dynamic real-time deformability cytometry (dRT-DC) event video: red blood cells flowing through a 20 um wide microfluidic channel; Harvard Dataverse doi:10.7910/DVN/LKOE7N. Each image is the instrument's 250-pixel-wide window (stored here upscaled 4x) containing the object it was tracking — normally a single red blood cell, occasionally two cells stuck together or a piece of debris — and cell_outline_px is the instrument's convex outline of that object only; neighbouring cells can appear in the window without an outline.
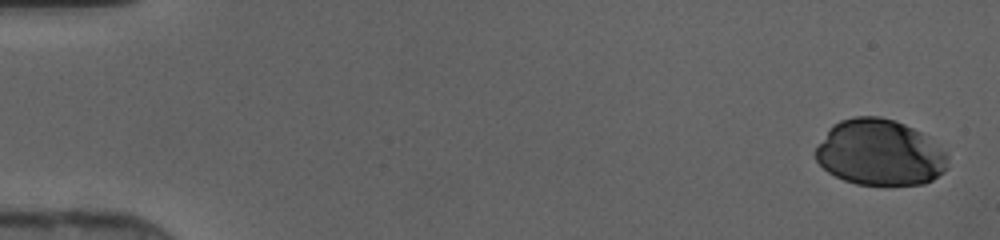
{"species": "human", "species_latin": "Homo sapiens", "temperature_condition": "cold", "stored_images_in_passage": 42, "camera_frame_rate_fps": 3000, "um_per_image_px": 0.085, "donor": {"sex": "female"}, "frame": {"image": 1, "passage_image": 2, "time_ms": 0.333, "image_size_px": [1000, 240], "cell_outline_px": [[948, 156], [944, 172], [932, 180], [924, 184], [856, 184], [844, 180], [828, 172], [816, 160], [816, 148], [832, 124], [840, 120], [856, 116], [880, 116], [896, 120], [920, 132], [944, 152]], "centroid_in_image_um": [74.75, 12.96], "position_along_channel_um": 10.2, "area_um2": 50.34}}
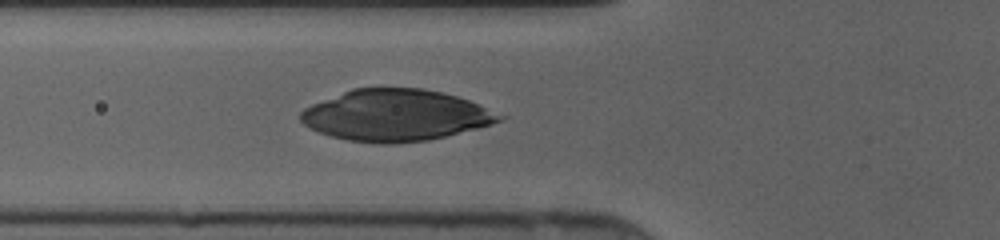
{"frame": {"image": 2, "passage_image": 18, "time_ms": 5.667, "image_size_px": [1000, 240], "cell_outline_px": [[508, 116], [504, 120], [492, 124], [428, 140], [392, 144], [380, 144], [348, 140], [332, 136], [320, 132], [304, 124], [300, 120], [300, 112], [304, 108], [312, 104], [352, 88], [420, 88], [440, 92], [456, 96], [468, 100]], "centroid_in_image_um": [33.64, 9.8], "position_along_channel_um": 92.2, "area_um2": 59.3}}
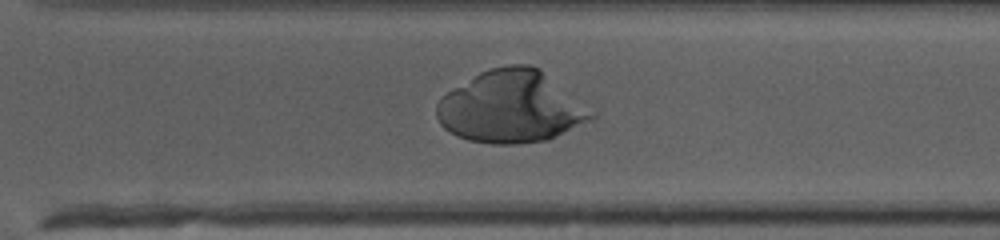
{"frame": {"image": 3, "passage_image": 34, "time_ms": 11.0, "image_size_px": [1000, 240], "cell_outline_px": [[596, 116], [548, 140], [516, 144], [492, 144], [468, 140], [456, 136], [444, 128], [440, 124], [436, 116], [436, 104], [440, 96], [480, 72], [488, 68], [508, 64], [528, 64], [540, 68]], "centroid_in_image_um": [43.35, 9.08], "position_along_channel_um": 327.3, "area_um2": 64.39}}